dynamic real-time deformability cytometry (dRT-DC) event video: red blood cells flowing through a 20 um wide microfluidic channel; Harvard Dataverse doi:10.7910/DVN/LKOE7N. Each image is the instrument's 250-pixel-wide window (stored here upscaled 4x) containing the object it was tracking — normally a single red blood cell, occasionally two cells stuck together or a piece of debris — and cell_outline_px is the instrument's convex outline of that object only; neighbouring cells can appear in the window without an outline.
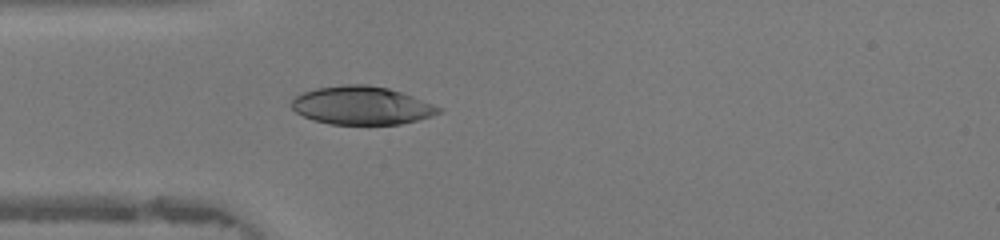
{"species": "human", "species_latin": "Homo sapiens", "temperature_condition": "warm", "stored_images_in_passage": 46, "camera_frame_rate_fps": 3000, "um_per_image_px": 0.085, "donor": {"sex": "female"}, "frame": {"image": 1, "passage_image": 13, "time_ms": 4.0, "image_size_px": [1000, 240], "cell_outline_px": [[444, 112], [432, 116], [400, 124], [328, 124], [312, 120], [296, 112], [292, 108], [292, 100], [296, 96], [304, 92], [316, 88], [344, 84], [368, 84], [388, 88], [412, 96], [444, 108]], "centroid_in_image_um": [30.76, 8.97], "position_along_channel_um": 54.2, "area_um2": 32.83}}
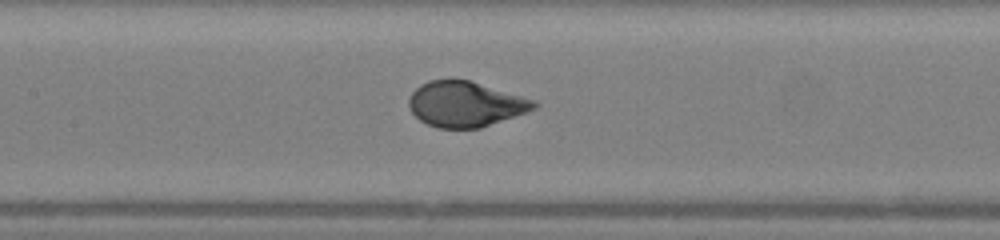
{"frame": {"image": 2, "passage_image": 21, "time_ms": 6.667, "image_size_px": [1000, 240], "cell_outline_px": [[540, 104], [536, 108], [480, 128], [440, 128], [428, 124], [420, 120], [408, 108], [408, 100], [412, 92], [420, 84], [428, 80], [448, 76], [468, 80], [536, 100]], "centroid_in_image_um": [39.52, 8.81], "position_along_channel_um": 167.9, "area_um2": 33.35}}
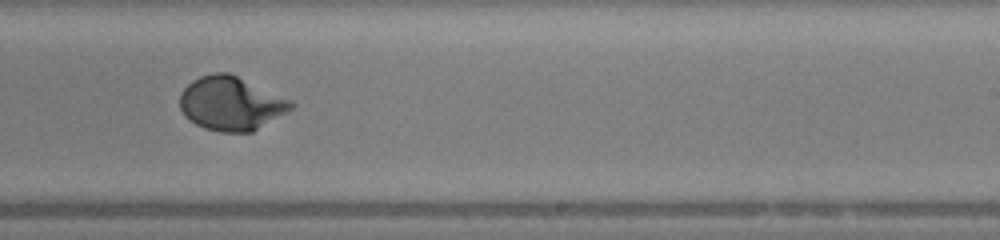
{"frame": {"image": 3, "passage_image": 28, "time_ms": 9.0, "image_size_px": [1000, 240], "cell_outline_px": [[296, 104], [292, 108], [252, 132], [220, 132], [204, 128], [188, 120], [184, 116], [180, 108], [180, 92], [192, 80], [200, 76], [212, 72], [228, 72], [292, 100]], "centroid_in_image_um": [19.6, 8.79], "position_along_channel_um": 269.4, "area_um2": 34.85}, "authors_computed_cell_mechanics": {"area_um2": 34.6511, "velocity_mm_per_s": 4.3662, "shape_relaxation_time_tau1_ms": 3.0328, "shape_relaxation_time_tau2_ms": null, "deformation_change_tau1": 0.1992, "deformation_change_tau2": null}}